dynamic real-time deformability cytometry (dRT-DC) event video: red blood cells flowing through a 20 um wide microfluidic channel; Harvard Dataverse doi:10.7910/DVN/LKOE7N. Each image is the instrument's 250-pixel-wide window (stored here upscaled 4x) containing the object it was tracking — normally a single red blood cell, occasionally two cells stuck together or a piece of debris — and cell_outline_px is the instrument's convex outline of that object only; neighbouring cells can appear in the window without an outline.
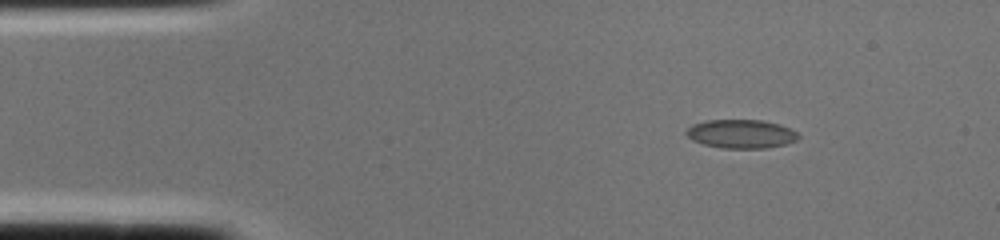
{"species": "common noctule bat (a hibernating species)", "species_latin": "Nyctalus noctula", "temperature_condition": "cold", "stored_images_in_passage": 1, "camera_frame_rate_fps": 3000, "um_per_image_px": 0.085, "animal": {"sex": "female", "body_mass_g": 22.0, "forearm_length_mm": 56.7}, "frame": {"image": 1, "passage_image": 1, "time_ms": 0.0, "image_size_px": [1000, 240], "cell_outline_px": [[800, 136], [796, 140], [784, 144], [768, 148], [720, 148], [704, 144], [692, 140], [684, 132], [692, 124], [704, 120], [764, 120], [780, 124], [792, 128]], "centroid_in_image_um": [62.99, 11.37], "position_along_channel_um": 22.0, "area_um2": 18.9}}